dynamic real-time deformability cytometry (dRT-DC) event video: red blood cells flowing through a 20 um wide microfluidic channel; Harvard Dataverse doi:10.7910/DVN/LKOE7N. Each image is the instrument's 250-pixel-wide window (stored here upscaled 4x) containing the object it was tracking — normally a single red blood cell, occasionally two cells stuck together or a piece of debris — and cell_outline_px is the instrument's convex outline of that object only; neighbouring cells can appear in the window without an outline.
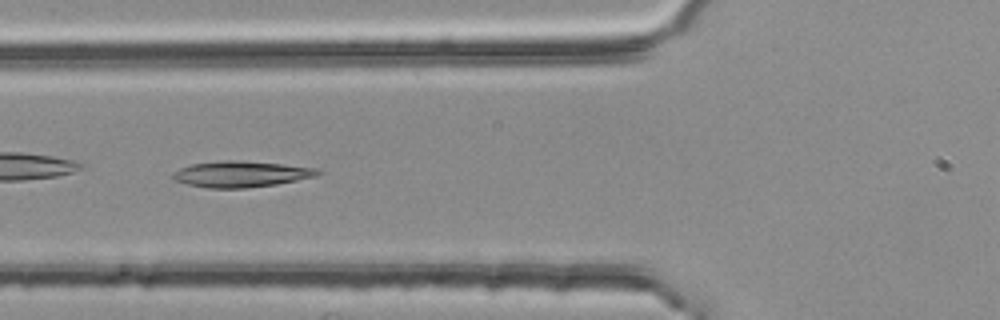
{"species": "common noctule bat (a hibernating species)", "species_latin": "Nyctalus noctula", "temperature_condition": "room temperature", "stored_images_in_passage": 37, "camera_frame_rate_fps": 3000, "um_per_image_px": 0.085, "animal": {"sex": "female", "body_mass_g": 25.1}, "frame": {"image": 1, "passage_image": 6, "time_ms": 1.667, "image_size_px": [1000, 320], "cell_outline_px": [[320, 172], [316, 176], [276, 184], [244, 188], [208, 188], [188, 184], [172, 180], [172, 172], [180, 168], [192, 164], [224, 160], [236, 160], [284, 164], [320, 168]], "centroid_in_image_um": [20.47, 14.79], "position_along_channel_um": 105.3, "area_um2": 21.96}}
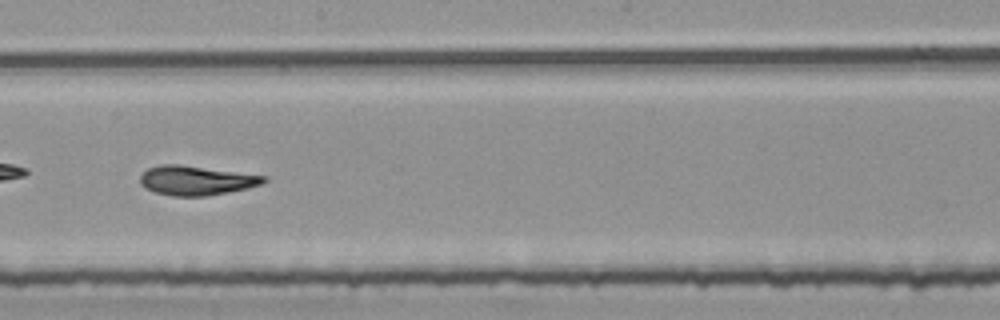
{"frame": {"image": 2, "passage_image": 16, "time_ms": 5.0, "image_size_px": [1000, 320], "cell_outline_px": [[268, 180], [264, 184], [248, 188], [208, 196], [172, 196], [156, 192], [144, 188], [140, 184], [140, 176], [148, 168], [160, 164], [180, 164], [268, 176]], "centroid_in_image_um": [16.7, 15.33], "position_along_channel_um": 231.5, "area_um2": 21.39}}
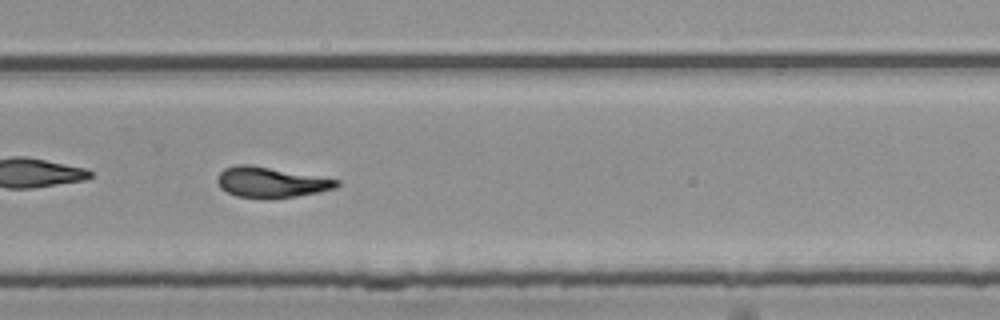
{"frame": {"image": 3, "passage_image": 22, "time_ms": 7.0, "image_size_px": [1000, 320], "cell_outline_px": [[340, 184], [336, 188], [320, 192], [296, 196], [264, 200], [236, 196], [220, 188], [216, 180], [220, 172], [224, 168], [236, 164], [248, 164], [340, 180]], "centroid_in_image_um": [23.0, 15.51], "position_along_channel_um": 306.8, "area_um2": 21.39}, "authors_computed_cell_mechanics": {"area_um2": 21.386, "velocity_mm_per_s": 3.7776, "shape_relaxation_time_tau1_ms": 7.0703, "shape_relaxation_time_tau2_ms": 3.0551, "deformation_change_tau1": 0.1731, "deformation_change_tau2": 0.1103}}